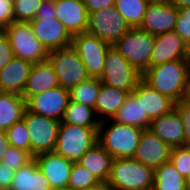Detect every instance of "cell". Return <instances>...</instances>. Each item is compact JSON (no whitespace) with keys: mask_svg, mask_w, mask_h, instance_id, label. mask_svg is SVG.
<instances>
[{"mask_svg":"<svg viewBox=\"0 0 190 190\" xmlns=\"http://www.w3.org/2000/svg\"><path fill=\"white\" fill-rule=\"evenodd\" d=\"M141 79L175 102L190 97L189 59H177L150 67Z\"/></svg>","mask_w":190,"mask_h":190,"instance_id":"1","label":"cell"},{"mask_svg":"<svg viewBox=\"0 0 190 190\" xmlns=\"http://www.w3.org/2000/svg\"><path fill=\"white\" fill-rule=\"evenodd\" d=\"M142 131L143 129L131 125L112 122V119L105 120L100 122L97 141L113 159L133 158Z\"/></svg>","mask_w":190,"mask_h":190,"instance_id":"2","label":"cell"},{"mask_svg":"<svg viewBox=\"0 0 190 190\" xmlns=\"http://www.w3.org/2000/svg\"><path fill=\"white\" fill-rule=\"evenodd\" d=\"M106 184L111 190H153L154 169L133 158H116Z\"/></svg>","mask_w":190,"mask_h":190,"instance_id":"3","label":"cell"},{"mask_svg":"<svg viewBox=\"0 0 190 190\" xmlns=\"http://www.w3.org/2000/svg\"><path fill=\"white\" fill-rule=\"evenodd\" d=\"M97 139L98 128L80 127L60 122L53 152L75 163L98 142Z\"/></svg>","mask_w":190,"mask_h":190,"instance_id":"4","label":"cell"},{"mask_svg":"<svg viewBox=\"0 0 190 190\" xmlns=\"http://www.w3.org/2000/svg\"><path fill=\"white\" fill-rule=\"evenodd\" d=\"M154 43L155 36L134 27L112 46L127 59L132 67L143 74L149 68Z\"/></svg>","mask_w":190,"mask_h":190,"instance_id":"5","label":"cell"},{"mask_svg":"<svg viewBox=\"0 0 190 190\" xmlns=\"http://www.w3.org/2000/svg\"><path fill=\"white\" fill-rule=\"evenodd\" d=\"M141 78L142 74L132 67L115 47L110 46L106 54L100 81L107 86L124 90L131 94Z\"/></svg>","mask_w":190,"mask_h":190,"instance_id":"6","label":"cell"},{"mask_svg":"<svg viewBox=\"0 0 190 190\" xmlns=\"http://www.w3.org/2000/svg\"><path fill=\"white\" fill-rule=\"evenodd\" d=\"M3 31L9 38L15 57L32 63L48 60L49 52L33 34L29 22H13Z\"/></svg>","mask_w":190,"mask_h":190,"instance_id":"7","label":"cell"},{"mask_svg":"<svg viewBox=\"0 0 190 190\" xmlns=\"http://www.w3.org/2000/svg\"><path fill=\"white\" fill-rule=\"evenodd\" d=\"M23 119L30 139V154L35 157L42 153L53 152L60 121L25 110Z\"/></svg>","mask_w":190,"mask_h":190,"instance_id":"8","label":"cell"},{"mask_svg":"<svg viewBox=\"0 0 190 190\" xmlns=\"http://www.w3.org/2000/svg\"><path fill=\"white\" fill-rule=\"evenodd\" d=\"M48 61L54 67L59 85L64 89L71 90L89 78L85 65L71 46L50 51Z\"/></svg>","mask_w":190,"mask_h":190,"instance_id":"9","label":"cell"},{"mask_svg":"<svg viewBox=\"0 0 190 190\" xmlns=\"http://www.w3.org/2000/svg\"><path fill=\"white\" fill-rule=\"evenodd\" d=\"M111 45L88 32L72 36L71 47L85 65L89 77L100 78L104 70L106 54Z\"/></svg>","mask_w":190,"mask_h":190,"instance_id":"10","label":"cell"},{"mask_svg":"<svg viewBox=\"0 0 190 190\" xmlns=\"http://www.w3.org/2000/svg\"><path fill=\"white\" fill-rule=\"evenodd\" d=\"M130 29L131 26L115 6L92 12L88 17L87 32L97 36L111 46Z\"/></svg>","mask_w":190,"mask_h":190,"instance_id":"11","label":"cell"},{"mask_svg":"<svg viewBox=\"0 0 190 190\" xmlns=\"http://www.w3.org/2000/svg\"><path fill=\"white\" fill-rule=\"evenodd\" d=\"M29 24L48 52L71 46V34L56 17H35Z\"/></svg>","mask_w":190,"mask_h":190,"instance_id":"12","label":"cell"},{"mask_svg":"<svg viewBox=\"0 0 190 190\" xmlns=\"http://www.w3.org/2000/svg\"><path fill=\"white\" fill-rule=\"evenodd\" d=\"M178 17V7L171 1H150L141 25L138 27L157 36L173 31Z\"/></svg>","mask_w":190,"mask_h":190,"instance_id":"13","label":"cell"},{"mask_svg":"<svg viewBox=\"0 0 190 190\" xmlns=\"http://www.w3.org/2000/svg\"><path fill=\"white\" fill-rule=\"evenodd\" d=\"M69 100L70 91L59 85L40 94L31 96L26 101V108L36 114L61 122Z\"/></svg>","mask_w":190,"mask_h":190,"instance_id":"14","label":"cell"},{"mask_svg":"<svg viewBox=\"0 0 190 190\" xmlns=\"http://www.w3.org/2000/svg\"><path fill=\"white\" fill-rule=\"evenodd\" d=\"M189 46L175 31L155 36L149 68L177 59H188Z\"/></svg>","mask_w":190,"mask_h":190,"instance_id":"15","label":"cell"},{"mask_svg":"<svg viewBox=\"0 0 190 190\" xmlns=\"http://www.w3.org/2000/svg\"><path fill=\"white\" fill-rule=\"evenodd\" d=\"M171 147L164 143L150 129H143L133 159L156 169L170 161Z\"/></svg>","mask_w":190,"mask_h":190,"instance_id":"16","label":"cell"},{"mask_svg":"<svg viewBox=\"0 0 190 190\" xmlns=\"http://www.w3.org/2000/svg\"><path fill=\"white\" fill-rule=\"evenodd\" d=\"M56 18L71 36L87 32L88 11L81 0H54Z\"/></svg>","mask_w":190,"mask_h":190,"instance_id":"17","label":"cell"},{"mask_svg":"<svg viewBox=\"0 0 190 190\" xmlns=\"http://www.w3.org/2000/svg\"><path fill=\"white\" fill-rule=\"evenodd\" d=\"M34 159L52 189L68 185L73 162L55 152L42 153Z\"/></svg>","mask_w":190,"mask_h":190,"instance_id":"18","label":"cell"},{"mask_svg":"<svg viewBox=\"0 0 190 190\" xmlns=\"http://www.w3.org/2000/svg\"><path fill=\"white\" fill-rule=\"evenodd\" d=\"M33 63L14 57L0 70V92L23 94Z\"/></svg>","mask_w":190,"mask_h":190,"instance_id":"19","label":"cell"},{"mask_svg":"<svg viewBox=\"0 0 190 190\" xmlns=\"http://www.w3.org/2000/svg\"><path fill=\"white\" fill-rule=\"evenodd\" d=\"M133 93L142 100L144 113H147L151 121L171 112L175 107V101L151 88L142 79L137 83Z\"/></svg>","mask_w":190,"mask_h":190,"instance_id":"20","label":"cell"},{"mask_svg":"<svg viewBox=\"0 0 190 190\" xmlns=\"http://www.w3.org/2000/svg\"><path fill=\"white\" fill-rule=\"evenodd\" d=\"M149 129L171 148L184 146V127L175 109L152 120Z\"/></svg>","mask_w":190,"mask_h":190,"instance_id":"21","label":"cell"},{"mask_svg":"<svg viewBox=\"0 0 190 190\" xmlns=\"http://www.w3.org/2000/svg\"><path fill=\"white\" fill-rule=\"evenodd\" d=\"M57 86H59L57 74L48 60L41 63H33L22 97L27 101L31 96Z\"/></svg>","mask_w":190,"mask_h":190,"instance_id":"22","label":"cell"},{"mask_svg":"<svg viewBox=\"0 0 190 190\" xmlns=\"http://www.w3.org/2000/svg\"><path fill=\"white\" fill-rule=\"evenodd\" d=\"M129 93L101 83L94 105V111L100 122L113 119L118 109L124 104ZM103 116V117H102Z\"/></svg>","mask_w":190,"mask_h":190,"instance_id":"23","label":"cell"},{"mask_svg":"<svg viewBox=\"0 0 190 190\" xmlns=\"http://www.w3.org/2000/svg\"><path fill=\"white\" fill-rule=\"evenodd\" d=\"M112 161L113 157L97 142L80 157L78 163L100 183H107Z\"/></svg>","mask_w":190,"mask_h":190,"instance_id":"24","label":"cell"},{"mask_svg":"<svg viewBox=\"0 0 190 190\" xmlns=\"http://www.w3.org/2000/svg\"><path fill=\"white\" fill-rule=\"evenodd\" d=\"M9 190H52V188L33 159L15 171Z\"/></svg>","mask_w":190,"mask_h":190,"instance_id":"25","label":"cell"},{"mask_svg":"<svg viewBox=\"0 0 190 190\" xmlns=\"http://www.w3.org/2000/svg\"><path fill=\"white\" fill-rule=\"evenodd\" d=\"M112 121L140 129H149L151 124L147 113H144L142 100L133 92L125 99L124 104L118 109Z\"/></svg>","mask_w":190,"mask_h":190,"instance_id":"26","label":"cell"},{"mask_svg":"<svg viewBox=\"0 0 190 190\" xmlns=\"http://www.w3.org/2000/svg\"><path fill=\"white\" fill-rule=\"evenodd\" d=\"M25 99L16 93L0 92V131L5 132L14 123L23 119Z\"/></svg>","mask_w":190,"mask_h":190,"instance_id":"27","label":"cell"},{"mask_svg":"<svg viewBox=\"0 0 190 190\" xmlns=\"http://www.w3.org/2000/svg\"><path fill=\"white\" fill-rule=\"evenodd\" d=\"M186 178L175 168L171 161L154 169L153 190H189Z\"/></svg>","mask_w":190,"mask_h":190,"instance_id":"28","label":"cell"},{"mask_svg":"<svg viewBox=\"0 0 190 190\" xmlns=\"http://www.w3.org/2000/svg\"><path fill=\"white\" fill-rule=\"evenodd\" d=\"M95 117L94 108L69 100L61 122L80 127L99 128L100 121Z\"/></svg>","mask_w":190,"mask_h":190,"instance_id":"29","label":"cell"},{"mask_svg":"<svg viewBox=\"0 0 190 190\" xmlns=\"http://www.w3.org/2000/svg\"><path fill=\"white\" fill-rule=\"evenodd\" d=\"M149 3L150 0H115V7L134 28L141 25Z\"/></svg>","mask_w":190,"mask_h":190,"instance_id":"30","label":"cell"},{"mask_svg":"<svg viewBox=\"0 0 190 190\" xmlns=\"http://www.w3.org/2000/svg\"><path fill=\"white\" fill-rule=\"evenodd\" d=\"M101 83L100 78H87L69 90L70 100L94 108Z\"/></svg>","mask_w":190,"mask_h":190,"instance_id":"31","label":"cell"},{"mask_svg":"<svg viewBox=\"0 0 190 190\" xmlns=\"http://www.w3.org/2000/svg\"><path fill=\"white\" fill-rule=\"evenodd\" d=\"M100 184L99 180L86 168L78 162L73 163L67 185L69 188L73 190H89Z\"/></svg>","mask_w":190,"mask_h":190,"instance_id":"32","label":"cell"},{"mask_svg":"<svg viewBox=\"0 0 190 190\" xmlns=\"http://www.w3.org/2000/svg\"><path fill=\"white\" fill-rule=\"evenodd\" d=\"M5 133L10 146L30 153V139L24 119L14 123Z\"/></svg>","mask_w":190,"mask_h":190,"instance_id":"33","label":"cell"},{"mask_svg":"<svg viewBox=\"0 0 190 190\" xmlns=\"http://www.w3.org/2000/svg\"><path fill=\"white\" fill-rule=\"evenodd\" d=\"M43 0H13V14L15 22H29L37 14Z\"/></svg>","mask_w":190,"mask_h":190,"instance_id":"34","label":"cell"},{"mask_svg":"<svg viewBox=\"0 0 190 190\" xmlns=\"http://www.w3.org/2000/svg\"><path fill=\"white\" fill-rule=\"evenodd\" d=\"M33 159L34 157L29 152L10 146L0 162L16 171L27 165Z\"/></svg>","mask_w":190,"mask_h":190,"instance_id":"35","label":"cell"},{"mask_svg":"<svg viewBox=\"0 0 190 190\" xmlns=\"http://www.w3.org/2000/svg\"><path fill=\"white\" fill-rule=\"evenodd\" d=\"M170 161L187 178L190 174V147L180 146L171 149Z\"/></svg>","mask_w":190,"mask_h":190,"instance_id":"36","label":"cell"},{"mask_svg":"<svg viewBox=\"0 0 190 190\" xmlns=\"http://www.w3.org/2000/svg\"><path fill=\"white\" fill-rule=\"evenodd\" d=\"M177 111L184 127V146L190 147V97L181 99L175 103Z\"/></svg>","mask_w":190,"mask_h":190,"instance_id":"37","label":"cell"},{"mask_svg":"<svg viewBox=\"0 0 190 190\" xmlns=\"http://www.w3.org/2000/svg\"><path fill=\"white\" fill-rule=\"evenodd\" d=\"M190 45V8H178V17L174 29Z\"/></svg>","mask_w":190,"mask_h":190,"instance_id":"38","label":"cell"},{"mask_svg":"<svg viewBox=\"0 0 190 190\" xmlns=\"http://www.w3.org/2000/svg\"><path fill=\"white\" fill-rule=\"evenodd\" d=\"M15 57L8 36L0 30V70Z\"/></svg>","mask_w":190,"mask_h":190,"instance_id":"39","label":"cell"},{"mask_svg":"<svg viewBox=\"0 0 190 190\" xmlns=\"http://www.w3.org/2000/svg\"><path fill=\"white\" fill-rule=\"evenodd\" d=\"M13 22V0H0V30H4Z\"/></svg>","mask_w":190,"mask_h":190,"instance_id":"40","label":"cell"},{"mask_svg":"<svg viewBox=\"0 0 190 190\" xmlns=\"http://www.w3.org/2000/svg\"><path fill=\"white\" fill-rule=\"evenodd\" d=\"M15 171L6 164L0 162V187L4 190H9L12 184V179Z\"/></svg>","mask_w":190,"mask_h":190,"instance_id":"41","label":"cell"},{"mask_svg":"<svg viewBox=\"0 0 190 190\" xmlns=\"http://www.w3.org/2000/svg\"><path fill=\"white\" fill-rule=\"evenodd\" d=\"M88 14L97 10L115 6V0H83Z\"/></svg>","mask_w":190,"mask_h":190,"instance_id":"42","label":"cell"},{"mask_svg":"<svg viewBox=\"0 0 190 190\" xmlns=\"http://www.w3.org/2000/svg\"><path fill=\"white\" fill-rule=\"evenodd\" d=\"M54 0H43L35 17H56Z\"/></svg>","mask_w":190,"mask_h":190,"instance_id":"43","label":"cell"},{"mask_svg":"<svg viewBox=\"0 0 190 190\" xmlns=\"http://www.w3.org/2000/svg\"><path fill=\"white\" fill-rule=\"evenodd\" d=\"M9 147H10V144L7 139L6 133L3 131H0V161Z\"/></svg>","mask_w":190,"mask_h":190,"instance_id":"44","label":"cell"},{"mask_svg":"<svg viewBox=\"0 0 190 190\" xmlns=\"http://www.w3.org/2000/svg\"><path fill=\"white\" fill-rule=\"evenodd\" d=\"M171 3L178 8H190V0H171Z\"/></svg>","mask_w":190,"mask_h":190,"instance_id":"45","label":"cell"},{"mask_svg":"<svg viewBox=\"0 0 190 190\" xmlns=\"http://www.w3.org/2000/svg\"><path fill=\"white\" fill-rule=\"evenodd\" d=\"M89 190H111V188L106 183H101L100 185L90 188Z\"/></svg>","mask_w":190,"mask_h":190,"instance_id":"46","label":"cell"},{"mask_svg":"<svg viewBox=\"0 0 190 190\" xmlns=\"http://www.w3.org/2000/svg\"><path fill=\"white\" fill-rule=\"evenodd\" d=\"M52 190H73V189H71V188H69L68 186H66V187L54 188V189H52Z\"/></svg>","mask_w":190,"mask_h":190,"instance_id":"47","label":"cell"},{"mask_svg":"<svg viewBox=\"0 0 190 190\" xmlns=\"http://www.w3.org/2000/svg\"><path fill=\"white\" fill-rule=\"evenodd\" d=\"M186 180H187V182H188V184H189V186H190V174H189V176L186 178Z\"/></svg>","mask_w":190,"mask_h":190,"instance_id":"48","label":"cell"},{"mask_svg":"<svg viewBox=\"0 0 190 190\" xmlns=\"http://www.w3.org/2000/svg\"><path fill=\"white\" fill-rule=\"evenodd\" d=\"M150 1H171V0H150Z\"/></svg>","mask_w":190,"mask_h":190,"instance_id":"49","label":"cell"},{"mask_svg":"<svg viewBox=\"0 0 190 190\" xmlns=\"http://www.w3.org/2000/svg\"><path fill=\"white\" fill-rule=\"evenodd\" d=\"M188 59L190 61V45H189V54H188Z\"/></svg>","mask_w":190,"mask_h":190,"instance_id":"50","label":"cell"}]
</instances>
